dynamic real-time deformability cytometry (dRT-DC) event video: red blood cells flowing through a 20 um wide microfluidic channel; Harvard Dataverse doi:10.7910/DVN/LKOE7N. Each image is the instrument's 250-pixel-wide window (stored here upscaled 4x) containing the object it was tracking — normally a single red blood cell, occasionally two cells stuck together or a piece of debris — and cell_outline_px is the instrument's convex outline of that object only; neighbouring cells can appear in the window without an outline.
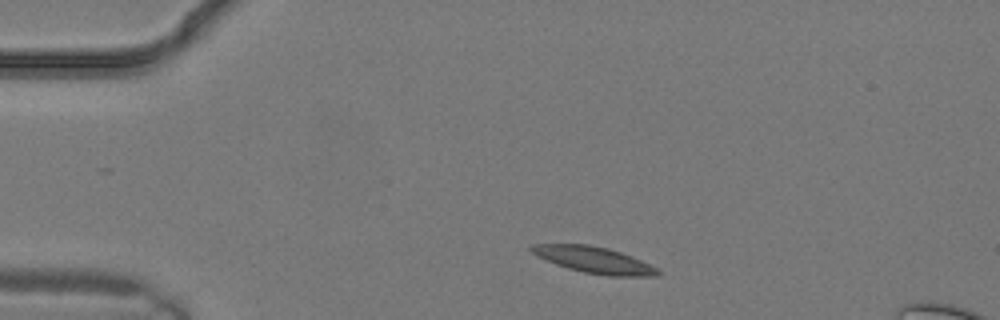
{"species": "common noctule bat (a hibernating species)", "species_latin": "Nyctalus noctula", "temperature_condition": "warm", "stored_images_in_passage": 6, "camera_frame_rate_fps": 3000, "um_per_image_px": 0.085, "animal": {"sex": "male", "body_mass_g": 19.2, "forearm_length_mm": 51.8}, "frame": {"image": 1, "passage_image": 6, "time_ms": 1.667, "image_size_px": [1000, 320], "cell_outline_px": [[660, 272], [656, 276], [608, 276], [584, 272], [568, 268], [556, 264], [532, 252], [528, 248], [532, 244], [588, 244], [608, 248], [632, 256], [656, 268]], "centroid_in_image_um": [50.49, 22.09], "position_along_channel_um": 34.5, "area_um2": 19.07}}